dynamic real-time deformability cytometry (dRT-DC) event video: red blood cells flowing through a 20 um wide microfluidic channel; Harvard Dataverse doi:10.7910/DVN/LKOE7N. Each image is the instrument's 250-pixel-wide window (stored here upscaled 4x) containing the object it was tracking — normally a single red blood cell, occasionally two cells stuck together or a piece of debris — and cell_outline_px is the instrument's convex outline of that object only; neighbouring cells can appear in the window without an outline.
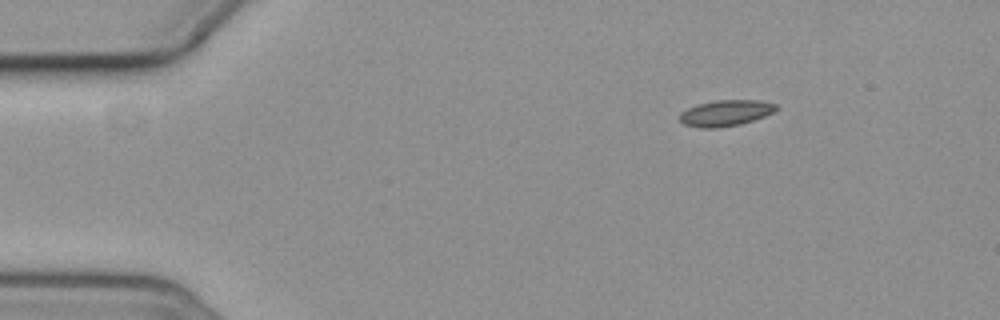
{"species": "common noctule bat (a hibernating species)", "species_latin": "Nyctalus noctula", "temperature_condition": "cold", "stored_images_in_passage": 5, "camera_frame_rate_fps": 3000, "um_per_image_px": 0.085, "animal": {"sex": "female", "body_mass_g": 19.3, "forearm_length_mm": 54.1}, "frame": {"image": 1, "passage_image": 1, "time_ms": 0.0, "image_size_px": [1000, 320], "cell_outline_px": [[780, 108], [764, 116], [740, 124], [716, 128], [700, 128], [684, 124], [680, 120], [680, 112], [696, 104], [716, 100], [760, 100], [776, 104]], "centroid_in_image_um": [61.67, 9.6], "position_along_channel_um": 23.3, "area_um2": 14.62}}
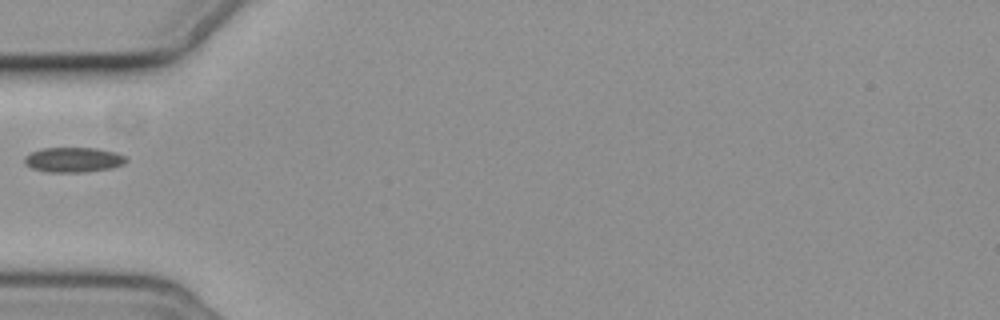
{"frame": {"image": 2, "passage_image": 4, "time_ms": 3.667, "image_size_px": [1000, 320], "cell_outline_px": [[128, 160], [124, 164], [112, 168], [84, 172], [48, 172], [32, 168], [24, 164], [24, 156], [40, 148], [96, 148], [116, 152], [128, 156]], "centroid_in_image_um": [6.27, 13.57], "position_along_channel_um": 78.7, "area_um2": 14.97}}
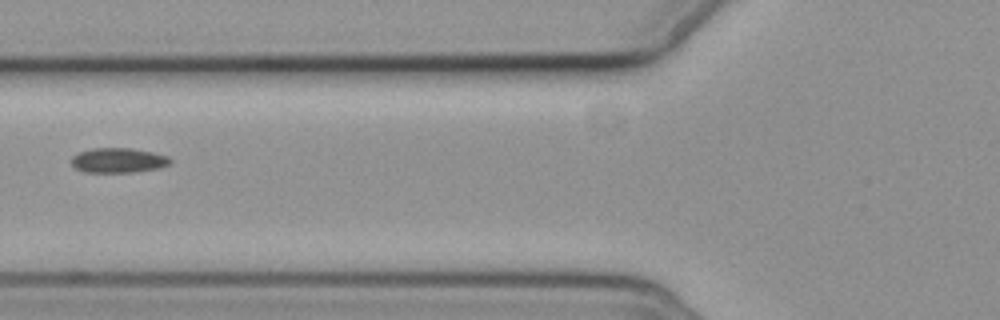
{"frame": {"image": 3, "passage_image": 5, "time_ms": 4.667, "image_size_px": [1000, 320], "cell_outline_px": [[172, 160], [168, 164], [160, 168], [132, 172], [84, 172], [76, 168], [72, 164], [72, 156], [80, 152], [92, 148], [132, 148], [152, 152], [168, 156]], "centroid_in_image_um": [10.06, 13.62], "position_along_channel_um": 115.7, "area_um2": 14.22}}